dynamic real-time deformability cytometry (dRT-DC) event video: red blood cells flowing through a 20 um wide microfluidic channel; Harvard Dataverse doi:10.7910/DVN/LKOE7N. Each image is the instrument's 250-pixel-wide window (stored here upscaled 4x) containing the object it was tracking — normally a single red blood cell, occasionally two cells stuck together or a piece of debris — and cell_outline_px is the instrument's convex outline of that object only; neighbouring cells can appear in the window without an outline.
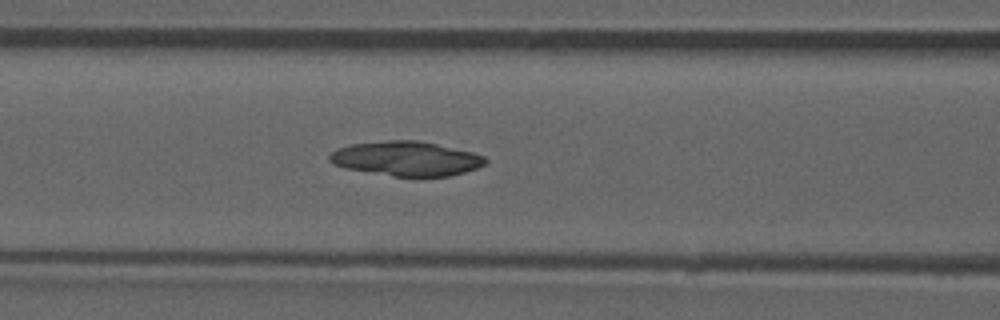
{"species": "common noctule bat (a hibernating species)", "species_latin": "Nyctalus noctula", "temperature_condition": "room temperature", "stored_images_in_passage": 41, "camera_frame_rate_fps": 3000, "um_per_image_px": 0.085, "animal": {"sex": "male", "forearm_length_mm": 52.5}, "frame": {"image": 1, "passage_image": 9, "time_ms": 2.667, "image_size_px": [1000, 320], "cell_outline_px": [[488, 160], [484, 164], [476, 168], [464, 172], [448, 176], [392, 176], [344, 168], [332, 164], [328, 160], [328, 156], [336, 148], [352, 144], [388, 140], [416, 140], [436, 144], [472, 152], [484, 156]], "centroid_in_image_um": [34.49, 13.48], "position_along_channel_um": 132.1, "area_um2": 31.21}}